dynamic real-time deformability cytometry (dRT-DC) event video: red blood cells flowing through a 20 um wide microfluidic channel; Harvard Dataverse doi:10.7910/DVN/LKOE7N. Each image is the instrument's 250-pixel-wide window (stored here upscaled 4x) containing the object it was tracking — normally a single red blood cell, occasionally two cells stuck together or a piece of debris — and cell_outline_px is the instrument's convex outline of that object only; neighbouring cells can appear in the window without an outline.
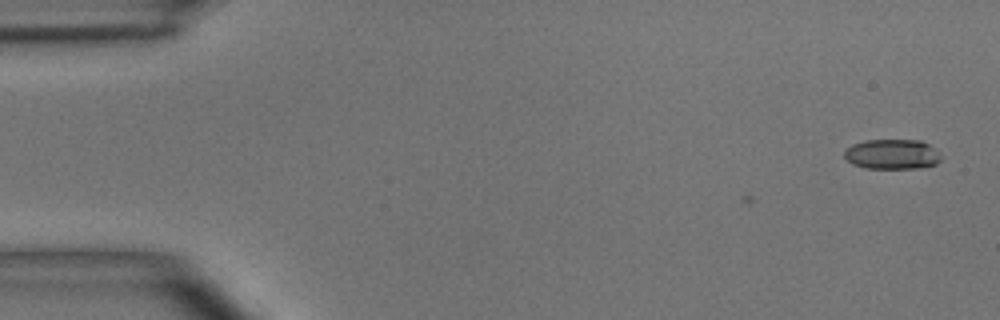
{"species": "common noctule bat (a hibernating species)", "species_latin": "Nyctalus noctula", "temperature_condition": "room temperature", "stored_images_in_passage": 3, "camera_frame_rate_fps": 3000, "um_per_image_px": 0.085, "animal": {"sex": "male", "body_mass_g": 15.6}, "frame": {"image": 1, "passage_image": 1, "time_ms": 0.0, "image_size_px": [1000, 320], "cell_outline_px": [[940, 160], [936, 164], [920, 168], [864, 168], [852, 164], [844, 156], [844, 152], [852, 144], [868, 140], [920, 140], [936, 148], [940, 156]], "centroid_in_image_um": [75.84, 13.11], "position_along_channel_um": 9.2, "area_um2": 16.88}}